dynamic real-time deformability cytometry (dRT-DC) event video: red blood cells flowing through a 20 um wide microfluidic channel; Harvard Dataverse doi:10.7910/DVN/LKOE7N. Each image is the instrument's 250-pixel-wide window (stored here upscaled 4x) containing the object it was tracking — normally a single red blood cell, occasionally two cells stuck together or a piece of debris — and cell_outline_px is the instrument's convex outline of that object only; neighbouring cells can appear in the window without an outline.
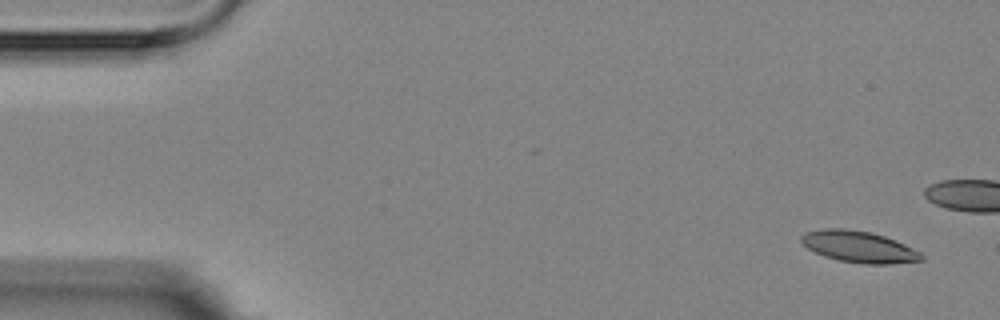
{"species": "Egyptian fruit bat (a non-hibernating species)", "species_latin": "Rousettus aegyptiacus", "temperature_condition": "room temperature", "stored_images_in_passage": 4, "camera_frame_rate_fps": 3000, "um_per_image_px": 0.085, "animal": {"sex": "female"}, "frame": {"image": 1, "passage_image": 1, "time_ms": 0.0, "image_size_px": [1000, 320], "cell_outline_px": [[924, 260], [888, 264], [868, 264], [840, 260], [824, 256], [808, 248], [800, 240], [800, 236], [808, 232], [824, 228], [844, 228], [872, 232], [884, 236], [904, 244], [920, 252], [924, 256]], "centroid_in_image_um": [73.02, 20.97], "position_along_channel_um": 12.0, "area_um2": 21.79}}